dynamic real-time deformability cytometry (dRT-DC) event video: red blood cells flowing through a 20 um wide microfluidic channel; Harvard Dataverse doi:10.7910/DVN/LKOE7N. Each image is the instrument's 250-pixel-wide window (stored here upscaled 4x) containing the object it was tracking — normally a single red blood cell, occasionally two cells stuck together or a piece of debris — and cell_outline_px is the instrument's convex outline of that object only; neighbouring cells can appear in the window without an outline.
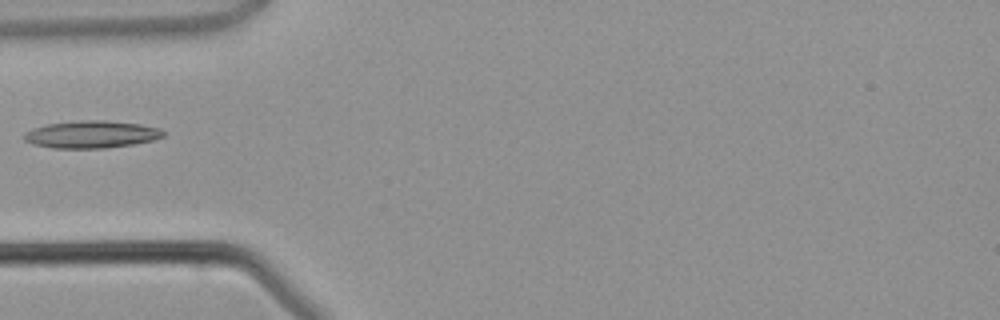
{"species": "common noctule bat (a hibernating species)", "species_latin": "Nyctalus noctula", "temperature_condition": "warm", "stored_images_in_passage": 4, "camera_frame_rate_fps": 3000, "um_per_image_px": 0.085, "animal": {"sex": "male", "body_mass_g": 21.5, "forearm_length_mm": 52.0}, "frame": {"image": 1, "passage_image": 4, "time_ms": 4.667, "image_size_px": [1000, 320], "cell_outline_px": [[164, 136], [152, 140], [132, 144], [104, 148], [52, 148], [36, 144], [24, 140], [24, 132], [48, 124], [80, 120], [104, 120], [140, 124], [160, 128], [164, 132]], "centroid_in_image_um": [7.79, 11.42], "position_along_channel_um": 77.2, "area_um2": 21.91}}